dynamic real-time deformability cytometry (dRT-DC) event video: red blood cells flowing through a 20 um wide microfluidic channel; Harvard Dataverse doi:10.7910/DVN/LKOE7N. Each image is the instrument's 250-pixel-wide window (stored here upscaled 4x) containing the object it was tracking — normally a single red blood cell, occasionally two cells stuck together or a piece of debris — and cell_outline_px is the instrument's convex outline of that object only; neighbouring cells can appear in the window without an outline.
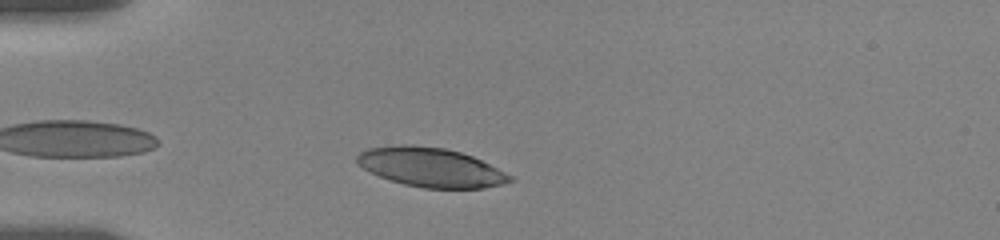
{"species": "human", "species_latin": "Homo sapiens", "temperature_condition": "room temperature", "stored_images_in_passage": 27, "camera_frame_rate_fps": 3000, "um_per_image_px": 0.085, "donor": {"sex": "female"}, "frame": {"image": 1, "passage_image": 2, "time_ms": 0.667, "image_size_px": [1000, 240], "cell_outline_px": [[516, 180], [484, 188], [424, 188], [404, 184], [380, 176], [356, 164], [356, 156], [360, 152], [368, 148], [400, 144], [408, 144], [444, 148], [460, 152], [472, 156], [512, 176]], "centroid_in_image_um": [36.59, 14.21], "position_along_channel_um": 48.4, "area_um2": 34.62}}
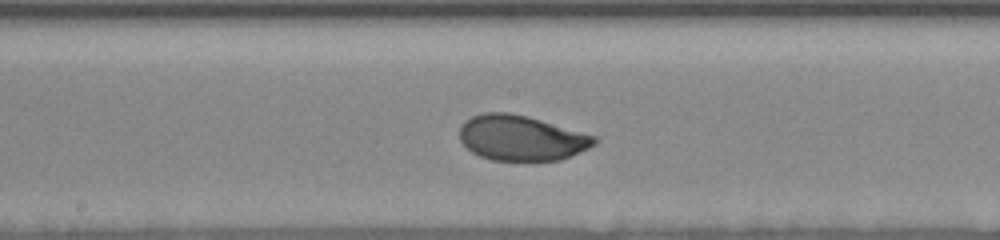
{"frame": {"image": 2, "passage_image": 10, "time_ms": 5.667, "image_size_px": [1000, 240], "cell_outline_px": [[600, 140], [596, 144], [588, 148], [560, 160], [492, 160], [480, 156], [472, 152], [460, 140], [460, 124], [464, 120], [472, 116], [484, 112], [508, 112], [540, 120], [600, 136]], "centroid_in_image_um": [44.33, 11.72], "position_along_channel_um": 203.9, "area_um2": 35.6}}
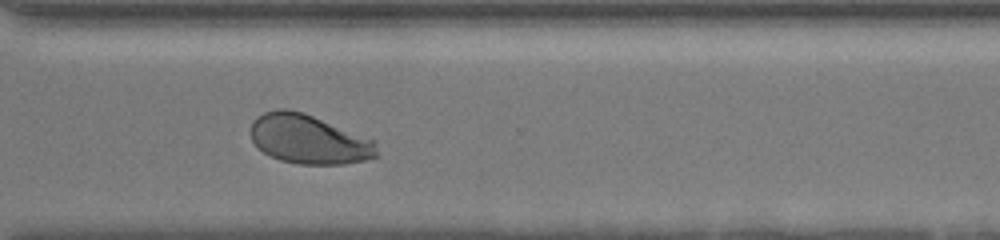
{"frame": {"image": 3, "passage_image": 21, "time_ms": 9.667, "image_size_px": [1000, 240], "cell_outline_px": [[376, 156], [364, 160], [344, 164], [300, 164], [280, 160], [264, 152], [252, 140], [248, 132], [252, 120], [256, 116], [264, 112], [276, 108], [288, 108], [304, 112], [376, 140]], "centroid_in_image_um": [26.21, 11.81], "position_along_channel_um": 344.4, "area_um2": 36.47}, "authors_computed_cell_mechanics": {"area_um2": 36.0672, "velocity_mm_per_s": 3.5111, "shape_relaxation_time_tau1_ms": 3.201, "shape_relaxation_time_tau2_ms": null, "deformation_change_tau1": 0.1349, "deformation_change_tau2": null}}